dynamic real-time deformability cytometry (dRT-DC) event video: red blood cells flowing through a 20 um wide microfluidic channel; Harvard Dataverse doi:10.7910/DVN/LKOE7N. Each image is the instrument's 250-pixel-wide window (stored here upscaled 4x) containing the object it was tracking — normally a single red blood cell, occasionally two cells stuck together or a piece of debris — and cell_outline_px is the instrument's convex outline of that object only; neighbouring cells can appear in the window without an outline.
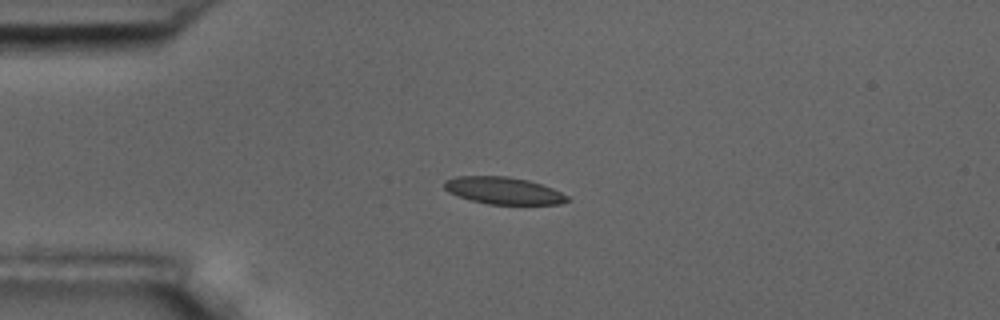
{"species": "common noctule bat (a hibernating species)", "species_latin": "Nyctalus noctula", "temperature_condition": "room temperature", "stored_images_in_passage": 5, "camera_frame_rate_fps": 3000, "um_per_image_px": 0.085, "animal": {"sex": "male", "body_mass_g": 17.5, "forearm_length_mm": 52.3}, "frame": {"image": 1, "passage_image": 3, "time_ms": 2.333, "image_size_px": [1000, 320], "cell_outline_px": [[572, 200], [560, 204], [488, 204], [472, 200], [448, 192], [444, 188], [444, 180], [456, 176], [508, 176], [528, 180], [552, 188], [568, 196]], "centroid_in_image_um": [42.8, 16.2], "position_along_channel_um": 42.2, "area_um2": 19.36}}